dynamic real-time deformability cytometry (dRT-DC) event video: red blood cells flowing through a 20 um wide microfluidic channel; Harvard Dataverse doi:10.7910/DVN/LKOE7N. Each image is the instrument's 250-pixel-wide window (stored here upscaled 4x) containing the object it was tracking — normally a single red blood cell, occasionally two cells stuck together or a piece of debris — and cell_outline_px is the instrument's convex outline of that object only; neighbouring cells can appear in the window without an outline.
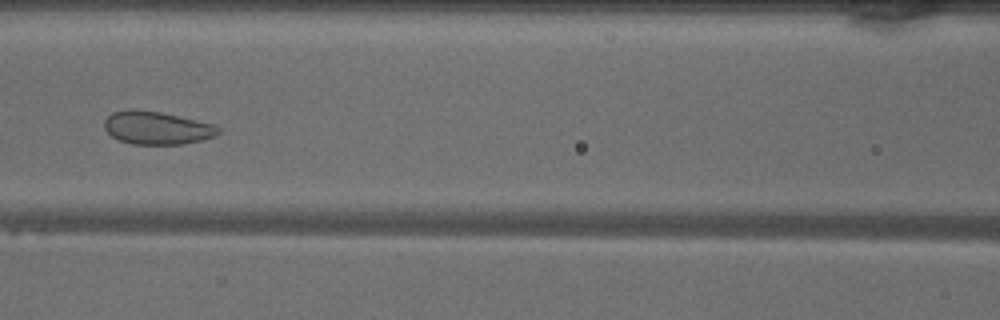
{"species": "common noctule bat (a hibernating species)", "species_latin": "Nyctalus noctula", "temperature_condition": "warm", "stored_images_in_passage": 42, "camera_frame_rate_fps": 3000, "um_per_image_px": 0.085, "animal": {"sex": "male", "body_mass_g": 18.8}, "frame": {"image": 1, "passage_image": 14, "time_ms": 4.333, "image_size_px": [1000, 320], "cell_outline_px": [[220, 132], [216, 136], [184, 144], [132, 144], [120, 140], [112, 136], [104, 128], [104, 120], [112, 112], [128, 108], [160, 112], [216, 124], [220, 128]], "centroid_in_image_um": [13.34, 10.86], "position_along_channel_um": 153.3, "area_um2": 22.02}}
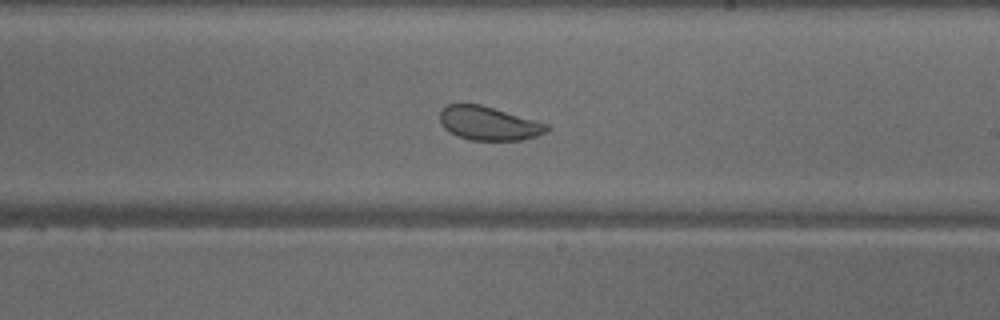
{"frame": {"image": 2, "passage_image": 21, "time_ms": 6.667, "image_size_px": [1000, 320], "cell_outline_px": [[552, 128], [548, 132], [536, 136], [520, 140], [472, 140], [456, 136], [444, 128], [440, 124], [440, 108], [448, 104], [480, 104], [548, 124]], "centroid_in_image_um": [41.52, 10.49], "position_along_channel_um": 247.5, "area_um2": 21.1}}
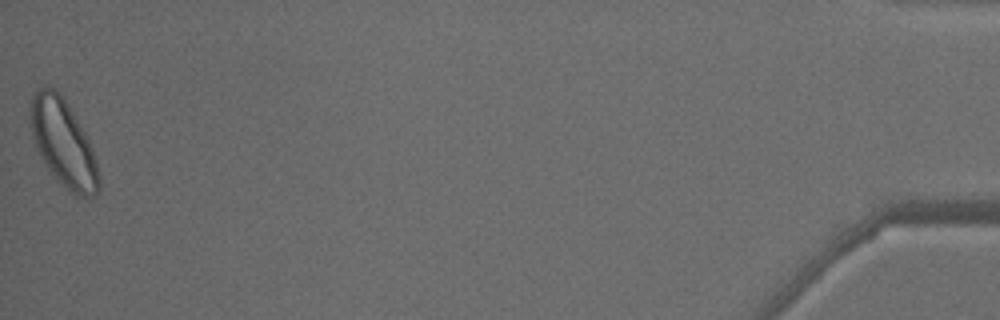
{"frame": {"image": 3, "passage_image": 42, "time_ms": 13.667, "image_size_px": [1000, 320], "cell_outline_px": [[100, 192], [96, 196], [76, 196], [56, 180], [52, 176], [44, 164], [36, 148], [32, 136], [28, 116], [28, 100], [40, 88], [48, 84], [68, 104], [84, 132], [92, 148], [96, 160], [100, 180]], "centroid_in_image_um": [5.34, 12.18], "position_along_channel_um": 429.9, "area_um2": 35.03}, "authors_computed_cell_mechanics": {"area_um2": 25.4031, "velocity_mm_per_s": 4.0591, "shape_relaxation_time_tau1_ms": 3.4008, "shape_relaxation_time_tau2_ms": 0.969, "deformation_change_tau1": 0.0587, "deformation_change_tau2": 0.072}}